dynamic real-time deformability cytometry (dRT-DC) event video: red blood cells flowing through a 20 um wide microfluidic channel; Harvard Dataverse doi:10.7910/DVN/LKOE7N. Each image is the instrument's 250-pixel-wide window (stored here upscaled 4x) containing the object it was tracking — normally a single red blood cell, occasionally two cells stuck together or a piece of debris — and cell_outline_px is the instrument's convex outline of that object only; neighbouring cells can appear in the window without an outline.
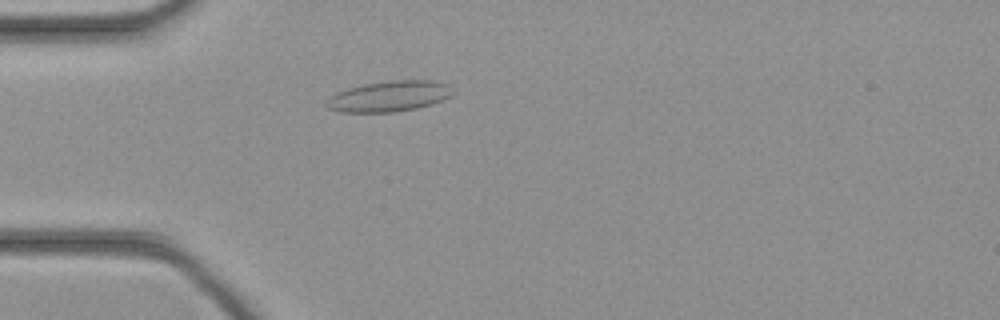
{"species": "common noctule bat (a hibernating species)", "species_latin": "Nyctalus noctula", "temperature_condition": "cold", "stored_images_in_passage": 45, "camera_frame_rate_fps": 3000, "um_per_image_px": 0.085, "animal": {"sex": "female", "body_mass_g": 21.9}, "frame": {"image": 1, "passage_image": 13, "time_ms": 4.0, "image_size_px": [1000, 320], "cell_outline_px": [[456, 92], [452, 96], [432, 104], [416, 108], [392, 112], [340, 112], [328, 108], [324, 104], [324, 100], [328, 96], [336, 92], [348, 88], [364, 84], [388, 80], [432, 80], [448, 84]], "centroid_in_image_um": [33.06, 8.17], "position_along_channel_um": 51.9, "area_um2": 22.95}}
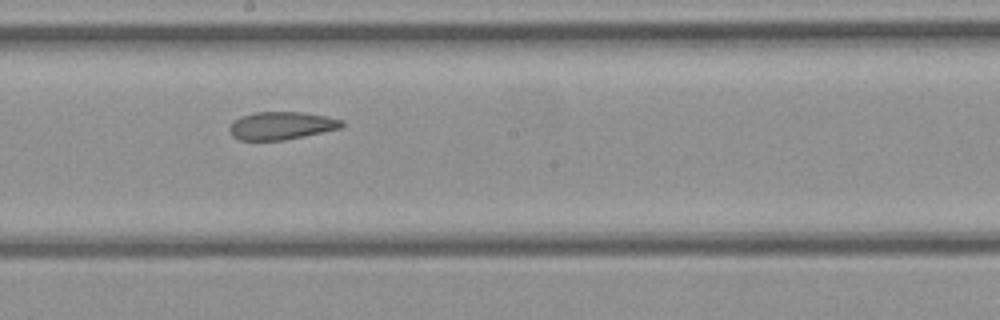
{"frame": {"image": 2, "passage_image": 25, "time_ms": 8.0, "image_size_px": [1000, 320], "cell_outline_px": [[344, 124], [340, 128], [304, 136], [284, 140], [240, 140], [232, 136], [228, 128], [240, 116], [256, 112], [300, 112], [328, 116], [344, 120]], "centroid_in_image_um": [23.93, 10.68], "position_along_channel_um": 224.3, "area_um2": 18.15}}
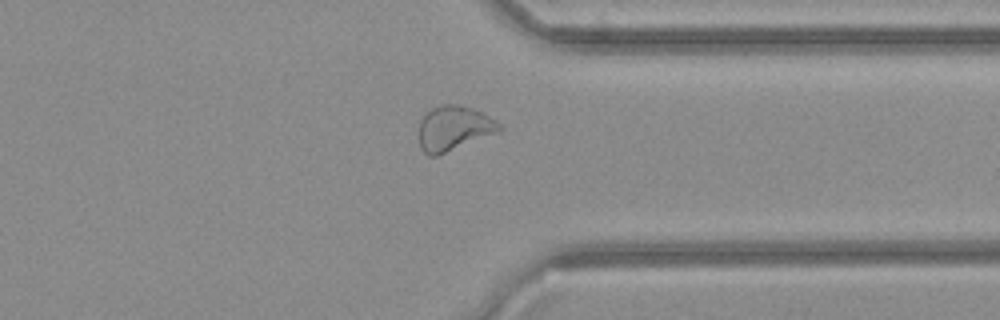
{"frame": {"image": 3, "passage_image": 35, "time_ms": 11.333, "image_size_px": [1000, 320], "cell_outline_px": [[504, 128], [500, 132], [436, 156], [428, 156], [420, 148], [420, 120], [432, 108], [440, 104], [456, 104], [472, 108], [484, 112], [496, 120]], "centroid_in_image_um": [38.62, 10.9], "position_along_channel_um": 372.8, "area_um2": 21.1}}